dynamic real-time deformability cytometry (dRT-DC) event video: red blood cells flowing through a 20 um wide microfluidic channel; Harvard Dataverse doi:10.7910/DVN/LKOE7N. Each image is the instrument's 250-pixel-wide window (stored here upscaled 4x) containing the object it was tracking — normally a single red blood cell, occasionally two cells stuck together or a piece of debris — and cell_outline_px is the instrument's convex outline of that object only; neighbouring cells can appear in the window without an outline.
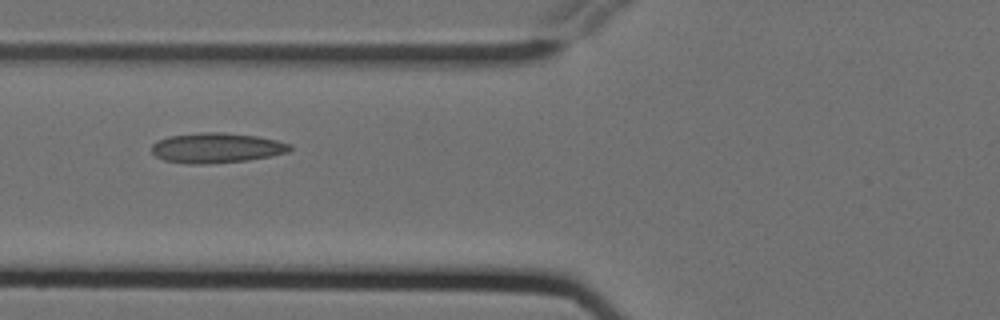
{"species": "Egyptian fruit bat (a non-hibernating species)", "species_latin": "Rousettus aegyptiacus", "temperature_condition": "cold", "stored_images_in_passage": 12, "camera_frame_rate_fps": 3000, "um_per_image_px": 0.085, "animal": {"sex": "female"}, "frame": {"image": 1, "passage_image": 3, "time_ms": 0.667, "image_size_px": [1000, 320], "cell_outline_px": [[292, 148], [288, 152], [248, 160], [208, 164], [188, 164], [164, 160], [156, 156], [152, 152], [152, 144], [156, 140], [168, 136], [204, 132], [220, 132], [256, 136], [276, 140], [292, 144]], "centroid_in_image_um": [18.38, 12.57], "position_along_channel_um": 107.4, "area_um2": 24.22}}
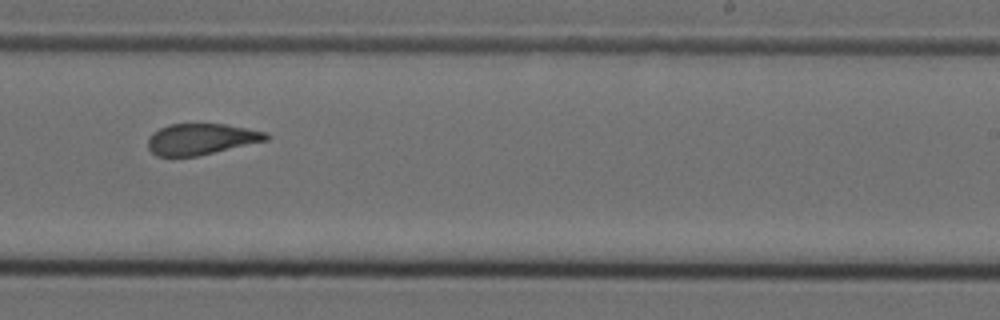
{"frame": {"image": 2, "passage_image": 7, "time_ms": 2.0, "image_size_px": [1000, 320], "cell_outline_px": [[268, 140], [196, 156], [156, 156], [148, 148], [148, 140], [152, 132], [168, 124], [224, 124], [268, 132]], "centroid_in_image_um": [17.08, 11.82], "position_along_channel_um": 271.9, "area_um2": 21.27}}
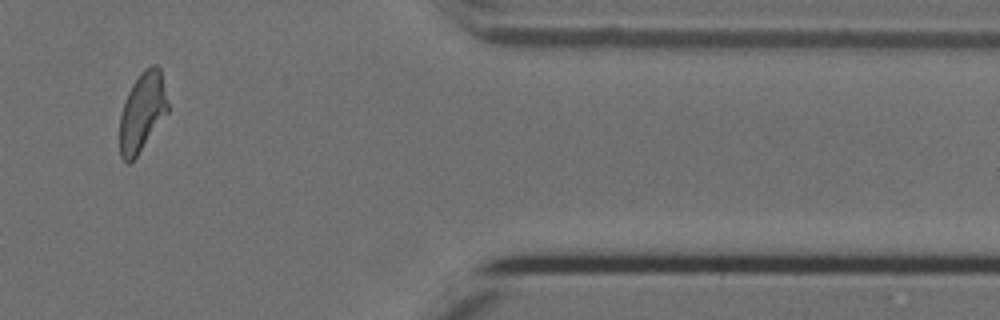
{"frame": {"image": 3, "passage_image": 10, "time_ms": 3.0, "image_size_px": [1000, 320], "cell_outline_px": [[168, 112], [136, 156], [128, 164], [120, 156], [120, 116], [128, 92], [132, 84], [140, 72], [152, 64], [156, 64], [160, 68], [168, 104]], "centroid_in_image_um": [12.09, 9.49], "position_along_channel_um": 399.3, "area_um2": 21.79}}